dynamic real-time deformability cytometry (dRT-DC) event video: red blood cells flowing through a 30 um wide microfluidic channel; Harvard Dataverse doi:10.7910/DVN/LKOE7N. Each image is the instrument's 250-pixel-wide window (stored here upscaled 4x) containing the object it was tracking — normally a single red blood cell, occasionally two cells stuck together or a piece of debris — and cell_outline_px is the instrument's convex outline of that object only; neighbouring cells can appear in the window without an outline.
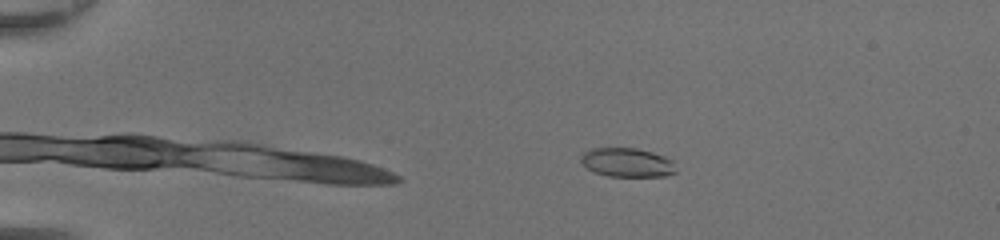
{"species": "common noctule bat (a hibernating species)", "species_latin": "Nyctalus noctula", "temperature_condition": "room temperature", "stored_images_in_passage": 41, "camera_frame_rate_fps": 3000, "um_per_image_px": 0.085, "animal": {"sex": "female", "body_mass_g": 20.0, "forearm_length_mm": 54.0}, "frame": {"image": 1, "passage_image": 3, "time_ms": 0.667, "image_size_px": [1000, 240], "cell_outline_px": [[676, 172], [668, 176], [608, 176], [596, 172], [588, 168], [580, 160], [580, 156], [584, 152], [592, 148], [636, 148], [652, 152], [664, 156], [672, 160]], "centroid_in_image_um": [53.32, 13.81], "position_along_channel_um": 31.7, "area_um2": 15.95}}
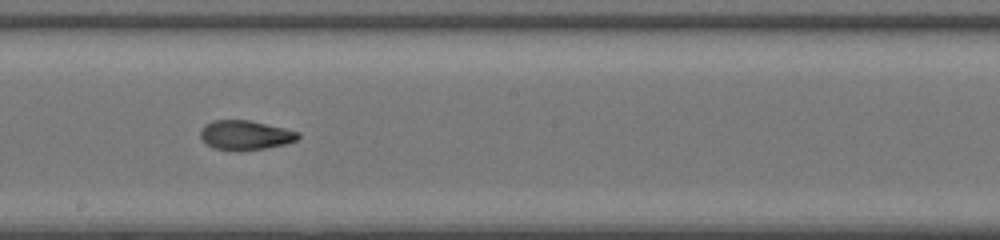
{"frame": {"image": 2, "passage_image": 22, "time_ms": 7.0, "image_size_px": [1000, 240], "cell_outline_px": [[300, 136], [296, 140], [284, 144], [264, 148], [212, 148], [200, 136], [200, 128], [204, 124], [212, 120], [248, 120], [284, 128], [300, 132]], "centroid_in_image_um": [20.84, 11.43], "position_along_channel_um": 227.4, "area_um2": 16.13}}
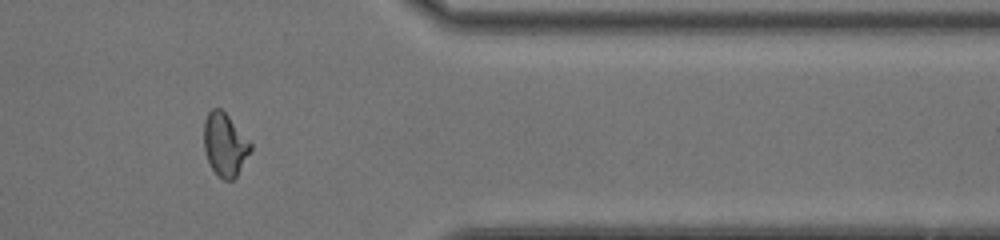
{"frame": {"image": 3, "passage_image": 34, "time_ms": 11.0, "image_size_px": [1000, 240], "cell_outline_px": [[252, 148], [236, 176], [232, 180], [224, 180], [216, 176], [208, 160], [204, 148], [204, 120], [208, 112], [212, 108], [220, 108], [228, 116], [252, 144]], "centroid_in_image_um": [19.09, 12.3], "position_along_channel_um": 392.3, "area_um2": 16.94}, "authors_computed_cell_mechanics": {"area_um2": 16.9932, "velocity_mm_per_s": 4.4257, "shape_relaxation_time_tau1_ms": 9.8161, "shape_relaxation_time_tau2_ms": 1.0256, "deformation_change_tau1": 0.3275, "deformation_change_tau2": 0.062}}